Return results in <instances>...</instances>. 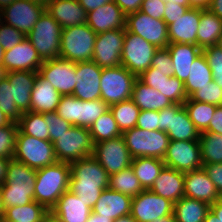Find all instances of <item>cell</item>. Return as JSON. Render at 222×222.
I'll use <instances>...</instances> for the list:
<instances>
[{
	"instance_id": "cell-23",
	"label": "cell",
	"mask_w": 222,
	"mask_h": 222,
	"mask_svg": "<svg viewBox=\"0 0 222 222\" xmlns=\"http://www.w3.org/2000/svg\"><path fill=\"white\" fill-rule=\"evenodd\" d=\"M91 212L83 200L67 190L50 210V216L57 222H87Z\"/></svg>"
},
{
	"instance_id": "cell-2",
	"label": "cell",
	"mask_w": 222,
	"mask_h": 222,
	"mask_svg": "<svg viewBox=\"0 0 222 222\" xmlns=\"http://www.w3.org/2000/svg\"><path fill=\"white\" fill-rule=\"evenodd\" d=\"M35 169L10 159L5 182L1 185L5 208L23 206L34 201Z\"/></svg>"
},
{
	"instance_id": "cell-75",
	"label": "cell",
	"mask_w": 222,
	"mask_h": 222,
	"mask_svg": "<svg viewBox=\"0 0 222 222\" xmlns=\"http://www.w3.org/2000/svg\"><path fill=\"white\" fill-rule=\"evenodd\" d=\"M32 2H35V3H38V4H42L46 7L47 3L50 1V0H30Z\"/></svg>"
},
{
	"instance_id": "cell-61",
	"label": "cell",
	"mask_w": 222,
	"mask_h": 222,
	"mask_svg": "<svg viewBox=\"0 0 222 222\" xmlns=\"http://www.w3.org/2000/svg\"><path fill=\"white\" fill-rule=\"evenodd\" d=\"M88 13L114 0H77Z\"/></svg>"
},
{
	"instance_id": "cell-66",
	"label": "cell",
	"mask_w": 222,
	"mask_h": 222,
	"mask_svg": "<svg viewBox=\"0 0 222 222\" xmlns=\"http://www.w3.org/2000/svg\"><path fill=\"white\" fill-rule=\"evenodd\" d=\"M13 121L8 118L1 110H0V127L1 126H8L12 123Z\"/></svg>"
},
{
	"instance_id": "cell-24",
	"label": "cell",
	"mask_w": 222,
	"mask_h": 222,
	"mask_svg": "<svg viewBox=\"0 0 222 222\" xmlns=\"http://www.w3.org/2000/svg\"><path fill=\"white\" fill-rule=\"evenodd\" d=\"M201 18V8H188L184 15L169 24L168 39L170 44L183 43L197 45V31Z\"/></svg>"
},
{
	"instance_id": "cell-34",
	"label": "cell",
	"mask_w": 222,
	"mask_h": 222,
	"mask_svg": "<svg viewBox=\"0 0 222 222\" xmlns=\"http://www.w3.org/2000/svg\"><path fill=\"white\" fill-rule=\"evenodd\" d=\"M210 205L200 200L183 197L174 204L176 222H204Z\"/></svg>"
},
{
	"instance_id": "cell-10",
	"label": "cell",
	"mask_w": 222,
	"mask_h": 222,
	"mask_svg": "<svg viewBox=\"0 0 222 222\" xmlns=\"http://www.w3.org/2000/svg\"><path fill=\"white\" fill-rule=\"evenodd\" d=\"M159 130L165 131L170 141H199L200 138L182 104H172L159 111Z\"/></svg>"
},
{
	"instance_id": "cell-22",
	"label": "cell",
	"mask_w": 222,
	"mask_h": 222,
	"mask_svg": "<svg viewBox=\"0 0 222 222\" xmlns=\"http://www.w3.org/2000/svg\"><path fill=\"white\" fill-rule=\"evenodd\" d=\"M86 24L96 34L113 29H125L126 14L112 1L88 12Z\"/></svg>"
},
{
	"instance_id": "cell-55",
	"label": "cell",
	"mask_w": 222,
	"mask_h": 222,
	"mask_svg": "<svg viewBox=\"0 0 222 222\" xmlns=\"http://www.w3.org/2000/svg\"><path fill=\"white\" fill-rule=\"evenodd\" d=\"M212 72H222V50L217 46L207 47L202 50Z\"/></svg>"
},
{
	"instance_id": "cell-44",
	"label": "cell",
	"mask_w": 222,
	"mask_h": 222,
	"mask_svg": "<svg viewBox=\"0 0 222 222\" xmlns=\"http://www.w3.org/2000/svg\"><path fill=\"white\" fill-rule=\"evenodd\" d=\"M0 110L13 122H18L22 113L18 110L7 78L0 81Z\"/></svg>"
},
{
	"instance_id": "cell-8",
	"label": "cell",
	"mask_w": 222,
	"mask_h": 222,
	"mask_svg": "<svg viewBox=\"0 0 222 222\" xmlns=\"http://www.w3.org/2000/svg\"><path fill=\"white\" fill-rule=\"evenodd\" d=\"M137 76L123 65L102 68L101 100L109 107L122 101L130 100Z\"/></svg>"
},
{
	"instance_id": "cell-50",
	"label": "cell",
	"mask_w": 222,
	"mask_h": 222,
	"mask_svg": "<svg viewBox=\"0 0 222 222\" xmlns=\"http://www.w3.org/2000/svg\"><path fill=\"white\" fill-rule=\"evenodd\" d=\"M26 36L13 26L2 23L0 25V45L8 50L19 44Z\"/></svg>"
},
{
	"instance_id": "cell-32",
	"label": "cell",
	"mask_w": 222,
	"mask_h": 222,
	"mask_svg": "<svg viewBox=\"0 0 222 222\" xmlns=\"http://www.w3.org/2000/svg\"><path fill=\"white\" fill-rule=\"evenodd\" d=\"M222 34V19L209 9H201V18L197 31V46L203 50L218 44Z\"/></svg>"
},
{
	"instance_id": "cell-77",
	"label": "cell",
	"mask_w": 222,
	"mask_h": 222,
	"mask_svg": "<svg viewBox=\"0 0 222 222\" xmlns=\"http://www.w3.org/2000/svg\"><path fill=\"white\" fill-rule=\"evenodd\" d=\"M44 222H57L51 216H49Z\"/></svg>"
},
{
	"instance_id": "cell-31",
	"label": "cell",
	"mask_w": 222,
	"mask_h": 222,
	"mask_svg": "<svg viewBox=\"0 0 222 222\" xmlns=\"http://www.w3.org/2000/svg\"><path fill=\"white\" fill-rule=\"evenodd\" d=\"M131 100L140 110L160 111L173 103L162 93L143 83L138 77L135 80Z\"/></svg>"
},
{
	"instance_id": "cell-72",
	"label": "cell",
	"mask_w": 222,
	"mask_h": 222,
	"mask_svg": "<svg viewBox=\"0 0 222 222\" xmlns=\"http://www.w3.org/2000/svg\"><path fill=\"white\" fill-rule=\"evenodd\" d=\"M7 76V70L3 64H0V81L5 79Z\"/></svg>"
},
{
	"instance_id": "cell-70",
	"label": "cell",
	"mask_w": 222,
	"mask_h": 222,
	"mask_svg": "<svg viewBox=\"0 0 222 222\" xmlns=\"http://www.w3.org/2000/svg\"><path fill=\"white\" fill-rule=\"evenodd\" d=\"M213 80L222 88V72H212Z\"/></svg>"
},
{
	"instance_id": "cell-57",
	"label": "cell",
	"mask_w": 222,
	"mask_h": 222,
	"mask_svg": "<svg viewBox=\"0 0 222 222\" xmlns=\"http://www.w3.org/2000/svg\"><path fill=\"white\" fill-rule=\"evenodd\" d=\"M202 168L212 180L217 191L222 197V163L203 164Z\"/></svg>"
},
{
	"instance_id": "cell-18",
	"label": "cell",
	"mask_w": 222,
	"mask_h": 222,
	"mask_svg": "<svg viewBox=\"0 0 222 222\" xmlns=\"http://www.w3.org/2000/svg\"><path fill=\"white\" fill-rule=\"evenodd\" d=\"M44 11L45 6L42 4L30 0H15L2 9L3 23L27 36Z\"/></svg>"
},
{
	"instance_id": "cell-9",
	"label": "cell",
	"mask_w": 222,
	"mask_h": 222,
	"mask_svg": "<svg viewBox=\"0 0 222 222\" xmlns=\"http://www.w3.org/2000/svg\"><path fill=\"white\" fill-rule=\"evenodd\" d=\"M58 162L71 163L93 154L94 143L89 128L73 126L53 143Z\"/></svg>"
},
{
	"instance_id": "cell-35",
	"label": "cell",
	"mask_w": 222,
	"mask_h": 222,
	"mask_svg": "<svg viewBox=\"0 0 222 222\" xmlns=\"http://www.w3.org/2000/svg\"><path fill=\"white\" fill-rule=\"evenodd\" d=\"M50 212L35 200L23 206L5 208L3 222H44Z\"/></svg>"
},
{
	"instance_id": "cell-56",
	"label": "cell",
	"mask_w": 222,
	"mask_h": 222,
	"mask_svg": "<svg viewBox=\"0 0 222 222\" xmlns=\"http://www.w3.org/2000/svg\"><path fill=\"white\" fill-rule=\"evenodd\" d=\"M165 12L163 15V20L167 26L176 21L179 17L181 18L184 13L191 8V6H183L180 4H175L173 2L165 1Z\"/></svg>"
},
{
	"instance_id": "cell-76",
	"label": "cell",
	"mask_w": 222,
	"mask_h": 222,
	"mask_svg": "<svg viewBox=\"0 0 222 222\" xmlns=\"http://www.w3.org/2000/svg\"><path fill=\"white\" fill-rule=\"evenodd\" d=\"M217 46L222 50V34H221V36L219 38Z\"/></svg>"
},
{
	"instance_id": "cell-39",
	"label": "cell",
	"mask_w": 222,
	"mask_h": 222,
	"mask_svg": "<svg viewBox=\"0 0 222 222\" xmlns=\"http://www.w3.org/2000/svg\"><path fill=\"white\" fill-rule=\"evenodd\" d=\"M183 106L187 110L190 120L193 122L197 130L202 133L206 132L209 122L213 117L216 105L208 104L205 102L192 101L188 98Z\"/></svg>"
},
{
	"instance_id": "cell-11",
	"label": "cell",
	"mask_w": 222,
	"mask_h": 222,
	"mask_svg": "<svg viewBox=\"0 0 222 222\" xmlns=\"http://www.w3.org/2000/svg\"><path fill=\"white\" fill-rule=\"evenodd\" d=\"M158 48L137 34L127 32L121 54L122 65L132 74L139 77L151 67L152 59Z\"/></svg>"
},
{
	"instance_id": "cell-38",
	"label": "cell",
	"mask_w": 222,
	"mask_h": 222,
	"mask_svg": "<svg viewBox=\"0 0 222 222\" xmlns=\"http://www.w3.org/2000/svg\"><path fill=\"white\" fill-rule=\"evenodd\" d=\"M109 109L121 133L136 127L140 109L131 99L111 105Z\"/></svg>"
},
{
	"instance_id": "cell-27",
	"label": "cell",
	"mask_w": 222,
	"mask_h": 222,
	"mask_svg": "<svg viewBox=\"0 0 222 222\" xmlns=\"http://www.w3.org/2000/svg\"><path fill=\"white\" fill-rule=\"evenodd\" d=\"M61 94L39 73L31 91L30 111L35 113L56 112Z\"/></svg>"
},
{
	"instance_id": "cell-78",
	"label": "cell",
	"mask_w": 222,
	"mask_h": 222,
	"mask_svg": "<svg viewBox=\"0 0 222 222\" xmlns=\"http://www.w3.org/2000/svg\"><path fill=\"white\" fill-rule=\"evenodd\" d=\"M3 23L2 9H0V25Z\"/></svg>"
},
{
	"instance_id": "cell-1",
	"label": "cell",
	"mask_w": 222,
	"mask_h": 222,
	"mask_svg": "<svg viewBox=\"0 0 222 222\" xmlns=\"http://www.w3.org/2000/svg\"><path fill=\"white\" fill-rule=\"evenodd\" d=\"M69 190L85 205L93 209L104 189L109 186V175L91 155L70 163Z\"/></svg>"
},
{
	"instance_id": "cell-40",
	"label": "cell",
	"mask_w": 222,
	"mask_h": 222,
	"mask_svg": "<svg viewBox=\"0 0 222 222\" xmlns=\"http://www.w3.org/2000/svg\"><path fill=\"white\" fill-rule=\"evenodd\" d=\"M18 123V129L25 135L49 141V127L44 120V113H22Z\"/></svg>"
},
{
	"instance_id": "cell-42",
	"label": "cell",
	"mask_w": 222,
	"mask_h": 222,
	"mask_svg": "<svg viewBox=\"0 0 222 222\" xmlns=\"http://www.w3.org/2000/svg\"><path fill=\"white\" fill-rule=\"evenodd\" d=\"M203 164L222 163V136L216 133H200L199 138Z\"/></svg>"
},
{
	"instance_id": "cell-15",
	"label": "cell",
	"mask_w": 222,
	"mask_h": 222,
	"mask_svg": "<svg viewBox=\"0 0 222 222\" xmlns=\"http://www.w3.org/2000/svg\"><path fill=\"white\" fill-rule=\"evenodd\" d=\"M163 161L166 167L184 173L201 169L203 162L199 141H170Z\"/></svg>"
},
{
	"instance_id": "cell-33",
	"label": "cell",
	"mask_w": 222,
	"mask_h": 222,
	"mask_svg": "<svg viewBox=\"0 0 222 222\" xmlns=\"http://www.w3.org/2000/svg\"><path fill=\"white\" fill-rule=\"evenodd\" d=\"M131 167L144 190H150L155 179L165 167L163 159L138 157L132 158Z\"/></svg>"
},
{
	"instance_id": "cell-69",
	"label": "cell",
	"mask_w": 222,
	"mask_h": 222,
	"mask_svg": "<svg viewBox=\"0 0 222 222\" xmlns=\"http://www.w3.org/2000/svg\"><path fill=\"white\" fill-rule=\"evenodd\" d=\"M113 222H137L131 214L121 216L118 219L114 220Z\"/></svg>"
},
{
	"instance_id": "cell-65",
	"label": "cell",
	"mask_w": 222,
	"mask_h": 222,
	"mask_svg": "<svg viewBox=\"0 0 222 222\" xmlns=\"http://www.w3.org/2000/svg\"><path fill=\"white\" fill-rule=\"evenodd\" d=\"M87 222H113L112 219L91 212Z\"/></svg>"
},
{
	"instance_id": "cell-49",
	"label": "cell",
	"mask_w": 222,
	"mask_h": 222,
	"mask_svg": "<svg viewBox=\"0 0 222 222\" xmlns=\"http://www.w3.org/2000/svg\"><path fill=\"white\" fill-rule=\"evenodd\" d=\"M44 120L49 127V141L52 143L73 127L71 123L61 118L56 112L44 113Z\"/></svg>"
},
{
	"instance_id": "cell-17",
	"label": "cell",
	"mask_w": 222,
	"mask_h": 222,
	"mask_svg": "<svg viewBox=\"0 0 222 222\" xmlns=\"http://www.w3.org/2000/svg\"><path fill=\"white\" fill-rule=\"evenodd\" d=\"M76 63L63 58L43 61L38 73L61 95H72L76 85Z\"/></svg>"
},
{
	"instance_id": "cell-59",
	"label": "cell",
	"mask_w": 222,
	"mask_h": 222,
	"mask_svg": "<svg viewBox=\"0 0 222 222\" xmlns=\"http://www.w3.org/2000/svg\"><path fill=\"white\" fill-rule=\"evenodd\" d=\"M204 222H222V198L210 206Z\"/></svg>"
},
{
	"instance_id": "cell-43",
	"label": "cell",
	"mask_w": 222,
	"mask_h": 222,
	"mask_svg": "<svg viewBox=\"0 0 222 222\" xmlns=\"http://www.w3.org/2000/svg\"><path fill=\"white\" fill-rule=\"evenodd\" d=\"M109 106L101 99L83 101L79 99V127L90 128V126L104 113Z\"/></svg>"
},
{
	"instance_id": "cell-14",
	"label": "cell",
	"mask_w": 222,
	"mask_h": 222,
	"mask_svg": "<svg viewBox=\"0 0 222 222\" xmlns=\"http://www.w3.org/2000/svg\"><path fill=\"white\" fill-rule=\"evenodd\" d=\"M125 29H113L96 35L92 61L101 68L122 65Z\"/></svg>"
},
{
	"instance_id": "cell-12",
	"label": "cell",
	"mask_w": 222,
	"mask_h": 222,
	"mask_svg": "<svg viewBox=\"0 0 222 222\" xmlns=\"http://www.w3.org/2000/svg\"><path fill=\"white\" fill-rule=\"evenodd\" d=\"M125 30L137 34L157 48H167L170 44L165 21L152 18L141 11L126 15Z\"/></svg>"
},
{
	"instance_id": "cell-62",
	"label": "cell",
	"mask_w": 222,
	"mask_h": 222,
	"mask_svg": "<svg viewBox=\"0 0 222 222\" xmlns=\"http://www.w3.org/2000/svg\"><path fill=\"white\" fill-rule=\"evenodd\" d=\"M208 9L222 19V0H212Z\"/></svg>"
},
{
	"instance_id": "cell-53",
	"label": "cell",
	"mask_w": 222,
	"mask_h": 222,
	"mask_svg": "<svg viewBox=\"0 0 222 222\" xmlns=\"http://www.w3.org/2000/svg\"><path fill=\"white\" fill-rule=\"evenodd\" d=\"M136 127L143 130H159V111L140 110Z\"/></svg>"
},
{
	"instance_id": "cell-51",
	"label": "cell",
	"mask_w": 222,
	"mask_h": 222,
	"mask_svg": "<svg viewBox=\"0 0 222 222\" xmlns=\"http://www.w3.org/2000/svg\"><path fill=\"white\" fill-rule=\"evenodd\" d=\"M171 75L168 72L156 71L155 68L150 67L145 72H143L138 78L146 85L162 93V84Z\"/></svg>"
},
{
	"instance_id": "cell-25",
	"label": "cell",
	"mask_w": 222,
	"mask_h": 222,
	"mask_svg": "<svg viewBox=\"0 0 222 222\" xmlns=\"http://www.w3.org/2000/svg\"><path fill=\"white\" fill-rule=\"evenodd\" d=\"M45 10L62 28L85 24L87 12L77 0H50Z\"/></svg>"
},
{
	"instance_id": "cell-21",
	"label": "cell",
	"mask_w": 222,
	"mask_h": 222,
	"mask_svg": "<svg viewBox=\"0 0 222 222\" xmlns=\"http://www.w3.org/2000/svg\"><path fill=\"white\" fill-rule=\"evenodd\" d=\"M184 196L210 206L222 198L203 168L184 173Z\"/></svg>"
},
{
	"instance_id": "cell-5",
	"label": "cell",
	"mask_w": 222,
	"mask_h": 222,
	"mask_svg": "<svg viewBox=\"0 0 222 222\" xmlns=\"http://www.w3.org/2000/svg\"><path fill=\"white\" fill-rule=\"evenodd\" d=\"M96 35L86 23L62 28L59 57L74 63L91 61Z\"/></svg>"
},
{
	"instance_id": "cell-47",
	"label": "cell",
	"mask_w": 222,
	"mask_h": 222,
	"mask_svg": "<svg viewBox=\"0 0 222 222\" xmlns=\"http://www.w3.org/2000/svg\"><path fill=\"white\" fill-rule=\"evenodd\" d=\"M162 94L173 104H182L188 99L184 82L175 76H170L162 84Z\"/></svg>"
},
{
	"instance_id": "cell-7",
	"label": "cell",
	"mask_w": 222,
	"mask_h": 222,
	"mask_svg": "<svg viewBox=\"0 0 222 222\" xmlns=\"http://www.w3.org/2000/svg\"><path fill=\"white\" fill-rule=\"evenodd\" d=\"M14 159L35 170L58 162L52 142L25 135L19 129Z\"/></svg>"
},
{
	"instance_id": "cell-28",
	"label": "cell",
	"mask_w": 222,
	"mask_h": 222,
	"mask_svg": "<svg viewBox=\"0 0 222 222\" xmlns=\"http://www.w3.org/2000/svg\"><path fill=\"white\" fill-rule=\"evenodd\" d=\"M150 190L175 204L184 197V172L165 166Z\"/></svg>"
},
{
	"instance_id": "cell-45",
	"label": "cell",
	"mask_w": 222,
	"mask_h": 222,
	"mask_svg": "<svg viewBox=\"0 0 222 222\" xmlns=\"http://www.w3.org/2000/svg\"><path fill=\"white\" fill-rule=\"evenodd\" d=\"M18 123L12 122L8 126L0 127V157L13 159L16 149Z\"/></svg>"
},
{
	"instance_id": "cell-71",
	"label": "cell",
	"mask_w": 222,
	"mask_h": 222,
	"mask_svg": "<svg viewBox=\"0 0 222 222\" xmlns=\"http://www.w3.org/2000/svg\"><path fill=\"white\" fill-rule=\"evenodd\" d=\"M168 1L173 2L175 4H180V5H183V6H191L189 0H168Z\"/></svg>"
},
{
	"instance_id": "cell-73",
	"label": "cell",
	"mask_w": 222,
	"mask_h": 222,
	"mask_svg": "<svg viewBox=\"0 0 222 222\" xmlns=\"http://www.w3.org/2000/svg\"><path fill=\"white\" fill-rule=\"evenodd\" d=\"M15 0H0V9L5 8L6 6H9L12 4Z\"/></svg>"
},
{
	"instance_id": "cell-48",
	"label": "cell",
	"mask_w": 222,
	"mask_h": 222,
	"mask_svg": "<svg viewBox=\"0 0 222 222\" xmlns=\"http://www.w3.org/2000/svg\"><path fill=\"white\" fill-rule=\"evenodd\" d=\"M189 98L192 101L219 106L222 105V88L213 80L208 85L194 92Z\"/></svg>"
},
{
	"instance_id": "cell-13",
	"label": "cell",
	"mask_w": 222,
	"mask_h": 222,
	"mask_svg": "<svg viewBox=\"0 0 222 222\" xmlns=\"http://www.w3.org/2000/svg\"><path fill=\"white\" fill-rule=\"evenodd\" d=\"M92 156L109 176L131 166L132 157L122 136L94 144Z\"/></svg>"
},
{
	"instance_id": "cell-37",
	"label": "cell",
	"mask_w": 222,
	"mask_h": 222,
	"mask_svg": "<svg viewBox=\"0 0 222 222\" xmlns=\"http://www.w3.org/2000/svg\"><path fill=\"white\" fill-rule=\"evenodd\" d=\"M108 188L131 198L144 191L131 166L109 176Z\"/></svg>"
},
{
	"instance_id": "cell-74",
	"label": "cell",
	"mask_w": 222,
	"mask_h": 222,
	"mask_svg": "<svg viewBox=\"0 0 222 222\" xmlns=\"http://www.w3.org/2000/svg\"><path fill=\"white\" fill-rule=\"evenodd\" d=\"M4 55H5V50H4L3 47L0 45V64L3 63Z\"/></svg>"
},
{
	"instance_id": "cell-20",
	"label": "cell",
	"mask_w": 222,
	"mask_h": 222,
	"mask_svg": "<svg viewBox=\"0 0 222 222\" xmlns=\"http://www.w3.org/2000/svg\"><path fill=\"white\" fill-rule=\"evenodd\" d=\"M2 64L6 68L7 72H38L43 61L39 57L37 50L33 47L32 43L25 38L13 48L5 50Z\"/></svg>"
},
{
	"instance_id": "cell-19",
	"label": "cell",
	"mask_w": 222,
	"mask_h": 222,
	"mask_svg": "<svg viewBox=\"0 0 222 222\" xmlns=\"http://www.w3.org/2000/svg\"><path fill=\"white\" fill-rule=\"evenodd\" d=\"M102 68L95 62L84 61L76 63V85L73 96L83 101L101 99Z\"/></svg>"
},
{
	"instance_id": "cell-68",
	"label": "cell",
	"mask_w": 222,
	"mask_h": 222,
	"mask_svg": "<svg viewBox=\"0 0 222 222\" xmlns=\"http://www.w3.org/2000/svg\"><path fill=\"white\" fill-rule=\"evenodd\" d=\"M4 216H5V207L2 198V188L0 185V222H3Z\"/></svg>"
},
{
	"instance_id": "cell-46",
	"label": "cell",
	"mask_w": 222,
	"mask_h": 222,
	"mask_svg": "<svg viewBox=\"0 0 222 222\" xmlns=\"http://www.w3.org/2000/svg\"><path fill=\"white\" fill-rule=\"evenodd\" d=\"M56 113L73 126H79V98L62 95Z\"/></svg>"
},
{
	"instance_id": "cell-64",
	"label": "cell",
	"mask_w": 222,
	"mask_h": 222,
	"mask_svg": "<svg viewBox=\"0 0 222 222\" xmlns=\"http://www.w3.org/2000/svg\"><path fill=\"white\" fill-rule=\"evenodd\" d=\"M212 0H189L191 7L208 9Z\"/></svg>"
},
{
	"instance_id": "cell-67",
	"label": "cell",
	"mask_w": 222,
	"mask_h": 222,
	"mask_svg": "<svg viewBox=\"0 0 222 222\" xmlns=\"http://www.w3.org/2000/svg\"><path fill=\"white\" fill-rule=\"evenodd\" d=\"M152 222H176L174 214L166 215L161 218H157L153 220Z\"/></svg>"
},
{
	"instance_id": "cell-58",
	"label": "cell",
	"mask_w": 222,
	"mask_h": 222,
	"mask_svg": "<svg viewBox=\"0 0 222 222\" xmlns=\"http://www.w3.org/2000/svg\"><path fill=\"white\" fill-rule=\"evenodd\" d=\"M207 133H216L222 136V105L216 106L215 113L209 122Z\"/></svg>"
},
{
	"instance_id": "cell-3",
	"label": "cell",
	"mask_w": 222,
	"mask_h": 222,
	"mask_svg": "<svg viewBox=\"0 0 222 222\" xmlns=\"http://www.w3.org/2000/svg\"><path fill=\"white\" fill-rule=\"evenodd\" d=\"M71 175L70 163L56 162L36 171L34 200L49 212L58 199L69 190Z\"/></svg>"
},
{
	"instance_id": "cell-26",
	"label": "cell",
	"mask_w": 222,
	"mask_h": 222,
	"mask_svg": "<svg viewBox=\"0 0 222 222\" xmlns=\"http://www.w3.org/2000/svg\"><path fill=\"white\" fill-rule=\"evenodd\" d=\"M131 204L132 198L130 196L107 188L102 191L92 212L114 221L121 216L129 215Z\"/></svg>"
},
{
	"instance_id": "cell-36",
	"label": "cell",
	"mask_w": 222,
	"mask_h": 222,
	"mask_svg": "<svg viewBox=\"0 0 222 222\" xmlns=\"http://www.w3.org/2000/svg\"><path fill=\"white\" fill-rule=\"evenodd\" d=\"M189 76L184 82L185 91L189 98L194 92L213 81L212 71L203 52L193 61Z\"/></svg>"
},
{
	"instance_id": "cell-16",
	"label": "cell",
	"mask_w": 222,
	"mask_h": 222,
	"mask_svg": "<svg viewBox=\"0 0 222 222\" xmlns=\"http://www.w3.org/2000/svg\"><path fill=\"white\" fill-rule=\"evenodd\" d=\"M174 203L151 190H144L132 198L130 214L137 222H152L173 214Z\"/></svg>"
},
{
	"instance_id": "cell-54",
	"label": "cell",
	"mask_w": 222,
	"mask_h": 222,
	"mask_svg": "<svg viewBox=\"0 0 222 222\" xmlns=\"http://www.w3.org/2000/svg\"><path fill=\"white\" fill-rule=\"evenodd\" d=\"M165 7V0H143L139 11L152 18L163 20Z\"/></svg>"
},
{
	"instance_id": "cell-60",
	"label": "cell",
	"mask_w": 222,
	"mask_h": 222,
	"mask_svg": "<svg viewBox=\"0 0 222 222\" xmlns=\"http://www.w3.org/2000/svg\"><path fill=\"white\" fill-rule=\"evenodd\" d=\"M142 1L143 0H114L126 15L139 11Z\"/></svg>"
},
{
	"instance_id": "cell-4",
	"label": "cell",
	"mask_w": 222,
	"mask_h": 222,
	"mask_svg": "<svg viewBox=\"0 0 222 222\" xmlns=\"http://www.w3.org/2000/svg\"><path fill=\"white\" fill-rule=\"evenodd\" d=\"M122 137L132 158L163 159L170 143V138L165 131H149L138 127L123 132Z\"/></svg>"
},
{
	"instance_id": "cell-30",
	"label": "cell",
	"mask_w": 222,
	"mask_h": 222,
	"mask_svg": "<svg viewBox=\"0 0 222 222\" xmlns=\"http://www.w3.org/2000/svg\"><path fill=\"white\" fill-rule=\"evenodd\" d=\"M173 63V76L185 82L189 76V71L193 61L202 50L193 44L173 43L167 46Z\"/></svg>"
},
{
	"instance_id": "cell-63",
	"label": "cell",
	"mask_w": 222,
	"mask_h": 222,
	"mask_svg": "<svg viewBox=\"0 0 222 222\" xmlns=\"http://www.w3.org/2000/svg\"><path fill=\"white\" fill-rule=\"evenodd\" d=\"M9 160L10 159L0 157V185L5 182Z\"/></svg>"
},
{
	"instance_id": "cell-41",
	"label": "cell",
	"mask_w": 222,
	"mask_h": 222,
	"mask_svg": "<svg viewBox=\"0 0 222 222\" xmlns=\"http://www.w3.org/2000/svg\"><path fill=\"white\" fill-rule=\"evenodd\" d=\"M89 131L94 144L122 136L110 109L90 126Z\"/></svg>"
},
{
	"instance_id": "cell-52",
	"label": "cell",
	"mask_w": 222,
	"mask_h": 222,
	"mask_svg": "<svg viewBox=\"0 0 222 222\" xmlns=\"http://www.w3.org/2000/svg\"><path fill=\"white\" fill-rule=\"evenodd\" d=\"M151 67L156 71L168 72L173 76V63L168 48H158L152 59Z\"/></svg>"
},
{
	"instance_id": "cell-6",
	"label": "cell",
	"mask_w": 222,
	"mask_h": 222,
	"mask_svg": "<svg viewBox=\"0 0 222 222\" xmlns=\"http://www.w3.org/2000/svg\"><path fill=\"white\" fill-rule=\"evenodd\" d=\"M62 27L45 10L26 36L42 61L59 57Z\"/></svg>"
},
{
	"instance_id": "cell-29",
	"label": "cell",
	"mask_w": 222,
	"mask_h": 222,
	"mask_svg": "<svg viewBox=\"0 0 222 222\" xmlns=\"http://www.w3.org/2000/svg\"><path fill=\"white\" fill-rule=\"evenodd\" d=\"M38 72L11 71L7 72L14 102L21 113L30 111L31 91L34 87Z\"/></svg>"
}]
</instances>
